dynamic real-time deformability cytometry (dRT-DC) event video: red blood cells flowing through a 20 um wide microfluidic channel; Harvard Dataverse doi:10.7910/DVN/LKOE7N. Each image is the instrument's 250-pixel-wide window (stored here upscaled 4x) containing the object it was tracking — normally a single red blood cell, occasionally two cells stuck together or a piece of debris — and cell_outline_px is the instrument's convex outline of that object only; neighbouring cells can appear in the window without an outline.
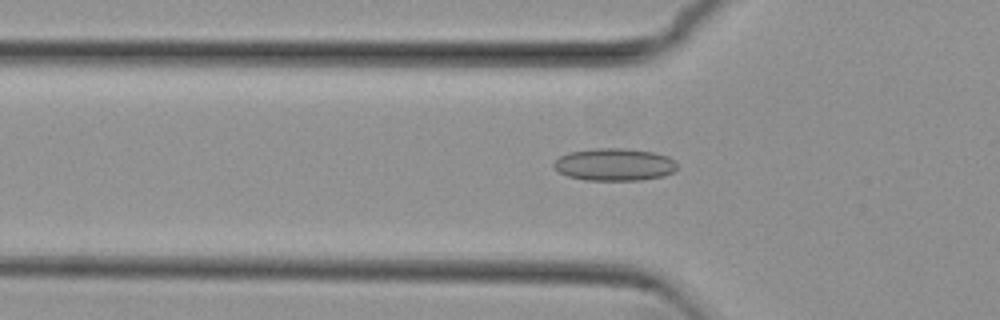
{"species": "common noctule bat (a hibernating species)", "species_latin": "Nyctalus noctula", "temperature_condition": "cold", "stored_images_in_passage": 51, "camera_frame_rate_fps": 3000, "um_per_image_px": 0.085, "animal": {"sex": "female", "body_mass_g": 29.2, "forearm_length_mm": 56.3}, "frame": {"image": 1, "passage_image": 18, "time_ms": 5.667, "image_size_px": [1000, 320], "cell_outline_px": [[676, 168], [672, 172], [664, 176], [640, 180], [584, 180], [568, 176], [552, 168], [552, 164], [560, 156], [568, 152], [592, 148], [624, 148], [652, 152], [668, 156], [676, 164]], "centroid_in_image_um": [52.18, 13.98], "position_along_channel_um": 73.6, "area_um2": 23.35}}
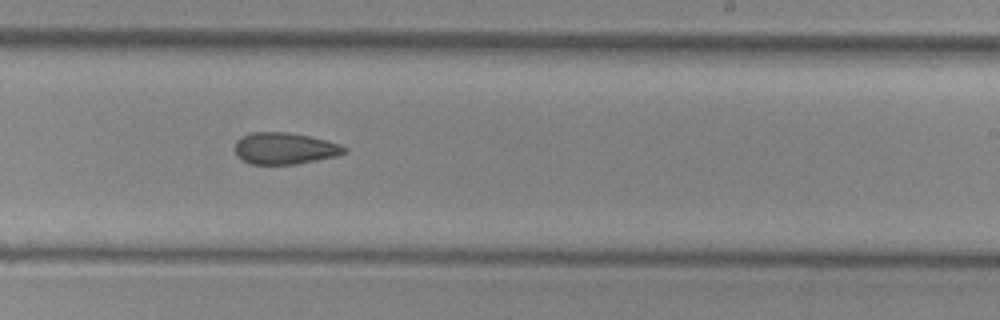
{"frame": {"image": 2, "passage_image": 33, "time_ms": 10.667, "image_size_px": [1000, 320], "cell_outline_px": [[348, 152], [336, 156], [296, 164], [252, 164], [236, 156], [236, 140], [240, 136], [252, 132], [288, 132], [308, 136], [340, 144], [348, 148]], "centroid_in_image_um": [24.2, 12.61], "position_along_channel_um": 264.8, "area_um2": 20.11}}
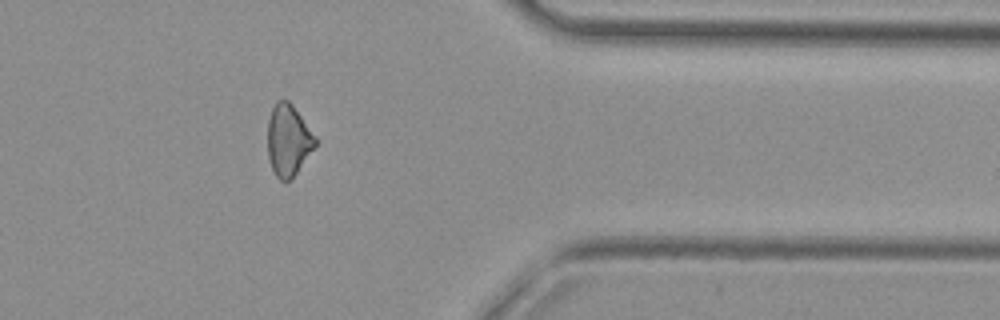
{"frame": {"image": 3, "passage_image": 44, "time_ms": 14.333, "image_size_px": [1000, 320], "cell_outline_px": [[316, 144], [296, 172], [288, 180], [280, 180], [276, 176], [272, 168], [268, 156], [268, 120], [272, 108], [276, 100], [288, 100], [292, 104], [316, 136]], "centroid_in_image_um": [24.49, 11.87], "position_along_channel_um": 386.9, "area_um2": 19.48}, "authors_computed_cell_mechanics": {"area_um2": 21.0392, "velocity_mm_per_s": 3.818, "shape_relaxation_time_tau1_ms": null, "shape_relaxation_time_tau2_ms": 6.3024, "deformation_change_tau1": null, "deformation_change_tau2": 0.1434}}